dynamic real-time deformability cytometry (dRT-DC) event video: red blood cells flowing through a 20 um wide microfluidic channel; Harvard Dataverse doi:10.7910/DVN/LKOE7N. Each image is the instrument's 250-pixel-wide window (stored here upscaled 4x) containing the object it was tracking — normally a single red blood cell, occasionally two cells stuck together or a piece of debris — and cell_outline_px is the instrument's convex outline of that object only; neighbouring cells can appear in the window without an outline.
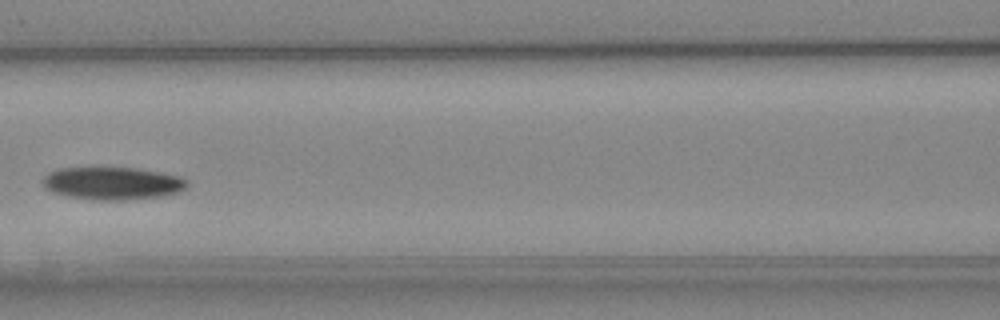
{"species": "Egyptian fruit bat (a non-hibernating species)", "species_latin": "Rousettus aegyptiacus", "temperature_condition": "cold", "stored_images_in_passage": 6, "camera_frame_rate_fps": 3000, "um_per_image_px": 0.085, "animal": {"sex": "female"}, "frame": {"image": 1, "passage_image": 6, "time_ms": 6.667, "image_size_px": [1000, 320], "cell_outline_px": [[188, 188], [180, 192], [164, 196], [124, 200], [92, 200], [68, 196], [52, 192], [44, 188], [44, 176], [48, 172], [56, 168], [88, 164], [96, 164], [136, 168], [160, 172], [180, 176], [188, 180]], "centroid_in_image_um": [9.53, 15.52], "position_along_channel_um": 157.1, "area_um2": 29.02}}